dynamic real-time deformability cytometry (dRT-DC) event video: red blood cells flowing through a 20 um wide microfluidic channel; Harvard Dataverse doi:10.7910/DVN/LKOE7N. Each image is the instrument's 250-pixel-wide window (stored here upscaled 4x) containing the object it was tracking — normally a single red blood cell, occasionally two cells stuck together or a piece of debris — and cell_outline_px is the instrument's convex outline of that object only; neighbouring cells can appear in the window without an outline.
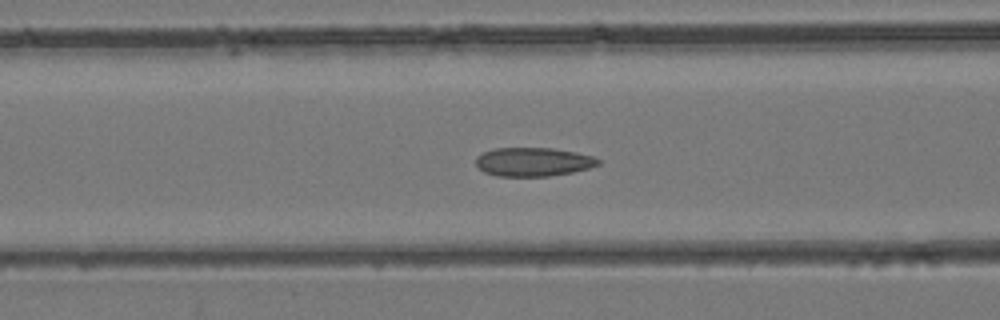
{"species": "common noctule bat (a hibernating species)", "species_latin": "Nyctalus noctula", "temperature_condition": "room temperature", "stored_images_in_passage": 44, "camera_frame_rate_fps": 3000, "um_per_image_px": 0.085, "animal": {"sex": "female", "body_mass_g": 24.6, "forearm_length_mm": 56.2}, "frame": {"image": 1, "passage_image": 17, "time_ms": 5.333, "image_size_px": [1000, 320], "cell_outline_px": [[600, 164], [588, 168], [572, 172], [548, 176], [496, 176], [484, 172], [476, 164], [476, 156], [484, 152], [496, 148], [552, 148], [576, 152], [592, 156], [600, 160]], "centroid_in_image_um": [45.32, 13.76], "position_along_channel_um": 121.3, "area_um2": 20.4}}
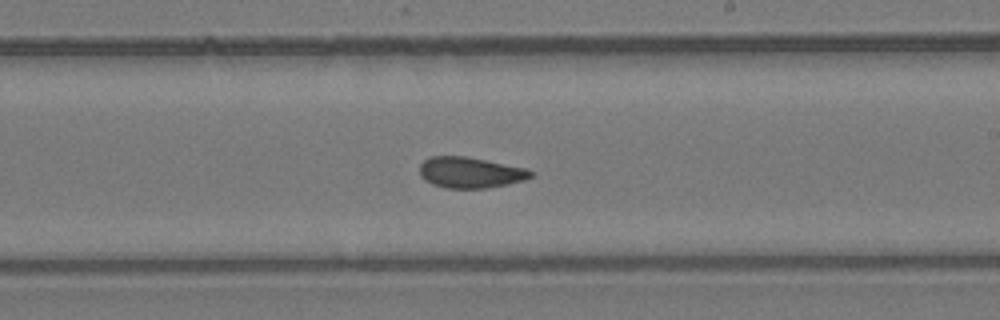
{"frame": {"image": 2, "passage_image": 25, "time_ms": 8.0, "image_size_px": [1000, 320], "cell_outline_px": [[532, 176], [524, 180], [508, 184], [484, 188], [444, 188], [432, 184], [424, 180], [420, 176], [420, 164], [424, 160], [432, 156], [464, 156], [528, 168], [532, 172]], "centroid_in_image_um": [39.95, 14.66], "position_along_channel_um": 249.0, "area_um2": 20.0}}
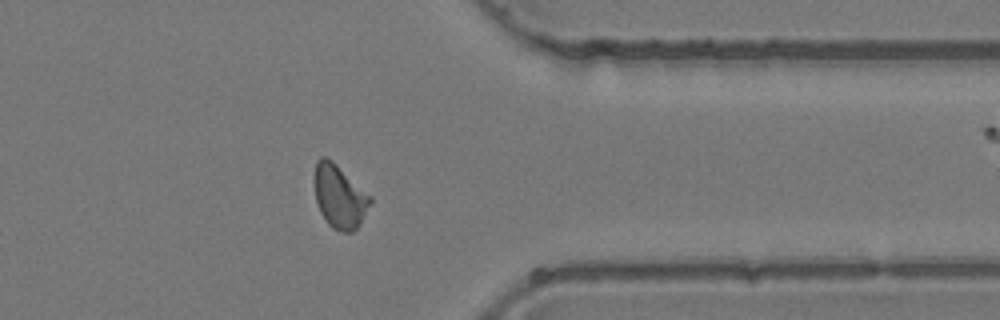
{"frame": {"image": 3, "passage_image": 34, "time_ms": 11.0, "image_size_px": [1000, 320], "cell_outline_px": [[372, 200], [360, 224], [352, 232], [344, 232], [332, 228], [328, 224], [320, 212], [316, 200], [316, 160], [320, 156], [324, 156], [332, 160], [372, 196]], "centroid_in_image_um": [28.88, 16.71], "position_along_channel_um": 382.5, "area_um2": 20.35}}